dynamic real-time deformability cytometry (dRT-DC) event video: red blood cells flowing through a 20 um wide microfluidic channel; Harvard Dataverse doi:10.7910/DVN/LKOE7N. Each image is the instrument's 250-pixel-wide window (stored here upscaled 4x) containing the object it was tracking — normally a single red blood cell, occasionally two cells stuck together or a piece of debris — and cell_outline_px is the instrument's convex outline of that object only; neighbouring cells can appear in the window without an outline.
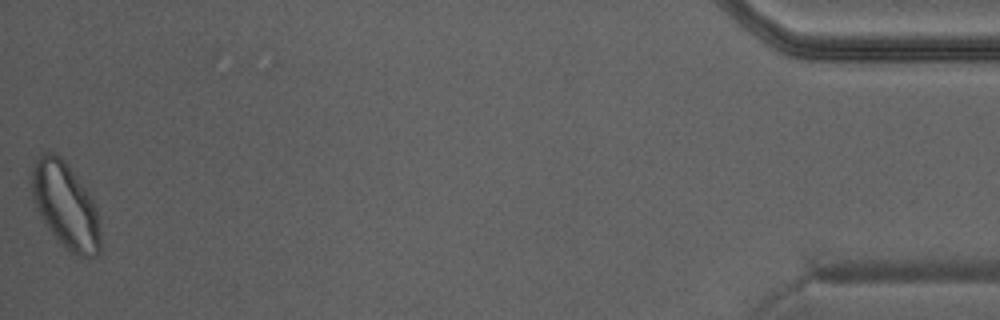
{"species": "Egyptian fruit bat (a non-hibernating species)", "species_latin": "Rousettus aegyptiacus", "temperature_condition": "warm", "stored_images_in_passage": 42, "camera_frame_rate_fps": 3000, "um_per_image_px": 0.085, "animal": {"sex": "male"}, "frame": {"image": 1, "passage_image": 42, "time_ms": 13.667, "image_size_px": [1000, 320], "cell_outline_px": [[100, 252], [96, 256], [80, 256], [64, 248], [60, 244], [48, 228], [40, 216], [32, 200], [32, 172], [40, 156], [44, 152], [56, 152], [68, 164], [88, 192], [100, 216]], "centroid_in_image_um": [5.59, 17.49], "position_along_channel_um": 429.6, "area_um2": 34.28}}